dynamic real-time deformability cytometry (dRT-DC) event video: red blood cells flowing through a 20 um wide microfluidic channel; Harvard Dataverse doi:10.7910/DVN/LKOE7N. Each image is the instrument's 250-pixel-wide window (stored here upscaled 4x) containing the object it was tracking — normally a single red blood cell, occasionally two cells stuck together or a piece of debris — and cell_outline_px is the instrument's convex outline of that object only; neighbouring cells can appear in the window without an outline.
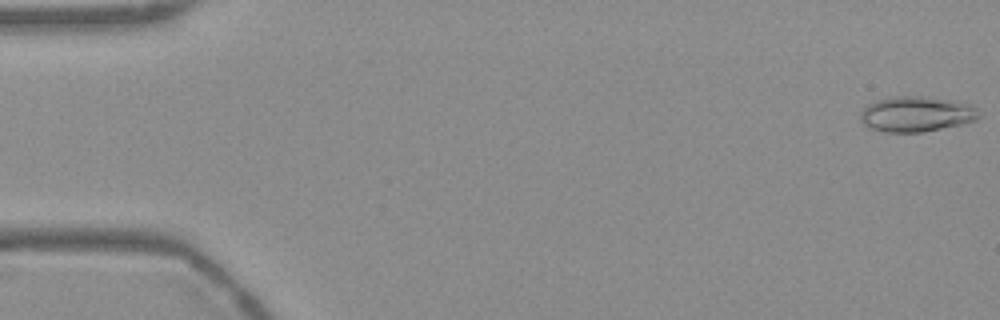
{"species": "Egyptian fruit bat (a non-hibernating species)", "species_latin": "Rousettus aegyptiacus", "temperature_condition": "warm", "stored_images_in_passage": 13, "camera_frame_rate_fps": 3000, "um_per_image_px": 0.085, "frame": {"image": 1, "passage_image": 1, "time_ms": 0.0, "image_size_px": [1000, 320], "cell_outline_px": [[980, 116], [976, 120], [960, 124], [924, 132], [884, 132], [872, 128], [864, 124], [860, 120], [860, 112], [868, 104], [876, 100], [896, 96], [924, 96], [948, 100], [968, 104], [976, 108]], "centroid_in_image_um": [77.86, 9.7], "position_along_channel_um": 7.1, "area_um2": 24.22}}